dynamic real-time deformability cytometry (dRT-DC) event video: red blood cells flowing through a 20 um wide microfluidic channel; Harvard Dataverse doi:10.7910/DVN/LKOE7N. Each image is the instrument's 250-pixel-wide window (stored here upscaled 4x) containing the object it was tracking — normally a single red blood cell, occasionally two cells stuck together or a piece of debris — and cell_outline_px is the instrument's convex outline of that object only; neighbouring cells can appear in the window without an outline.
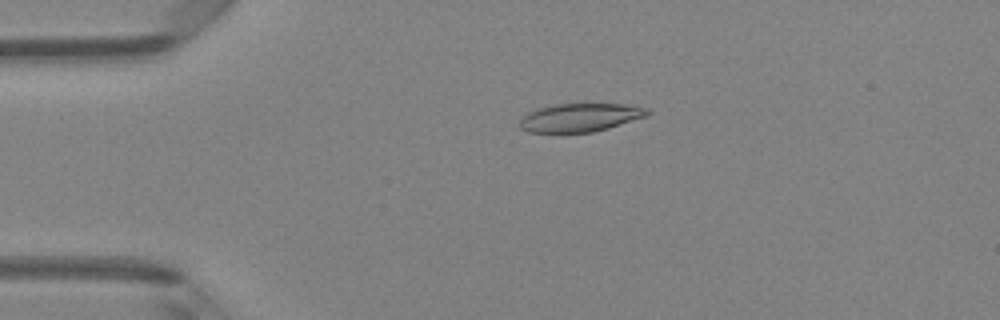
{"species": "Egyptian fruit bat (a non-hibernating species)", "species_latin": "Rousettus aegyptiacus", "temperature_condition": "room temperature", "stored_images_in_passage": 3, "camera_frame_rate_fps": 3000, "um_per_image_px": 0.085, "animal": {"sex": "female"}, "frame": {"image": 1, "passage_image": 2, "time_ms": 0.333, "image_size_px": [1000, 320], "cell_outline_px": [[652, 112], [648, 116], [608, 128], [592, 132], [528, 132], [520, 128], [520, 120], [528, 112], [540, 108], [556, 104], [624, 104], [648, 108]], "centroid_in_image_um": [49.35, 9.99], "position_along_channel_um": 35.6, "area_um2": 20.98}}